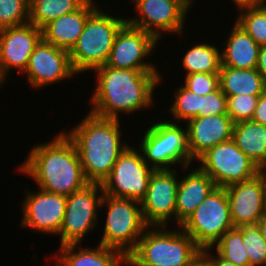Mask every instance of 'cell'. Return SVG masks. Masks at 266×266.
<instances>
[{
  "instance_id": "cell-44",
  "label": "cell",
  "mask_w": 266,
  "mask_h": 266,
  "mask_svg": "<svg viewBox=\"0 0 266 266\" xmlns=\"http://www.w3.org/2000/svg\"><path fill=\"white\" fill-rule=\"evenodd\" d=\"M265 4H266V0H260V6L265 5Z\"/></svg>"
},
{
  "instance_id": "cell-3",
  "label": "cell",
  "mask_w": 266,
  "mask_h": 266,
  "mask_svg": "<svg viewBox=\"0 0 266 266\" xmlns=\"http://www.w3.org/2000/svg\"><path fill=\"white\" fill-rule=\"evenodd\" d=\"M75 126L65 134L78 150L85 179L102 184L129 145L122 142L120 120L101 118L89 112Z\"/></svg>"
},
{
  "instance_id": "cell-6",
  "label": "cell",
  "mask_w": 266,
  "mask_h": 266,
  "mask_svg": "<svg viewBox=\"0 0 266 266\" xmlns=\"http://www.w3.org/2000/svg\"><path fill=\"white\" fill-rule=\"evenodd\" d=\"M139 144L144 161L155 170L173 169L171 165L179 163L187 171L194 162L188 148L187 128L174 121L153 122Z\"/></svg>"
},
{
  "instance_id": "cell-31",
  "label": "cell",
  "mask_w": 266,
  "mask_h": 266,
  "mask_svg": "<svg viewBox=\"0 0 266 266\" xmlns=\"http://www.w3.org/2000/svg\"><path fill=\"white\" fill-rule=\"evenodd\" d=\"M237 229L242 233L249 266H266V242L257 225L241 226Z\"/></svg>"
},
{
  "instance_id": "cell-2",
  "label": "cell",
  "mask_w": 266,
  "mask_h": 266,
  "mask_svg": "<svg viewBox=\"0 0 266 266\" xmlns=\"http://www.w3.org/2000/svg\"><path fill=\"white\" fill-rule=\"evenodd\" d=\"M18 171L36 181L39 189L66 197L89 184L78 150L64 131L50 142L34 145Z\"/></svg>"
},
{
  "instance_id": "cell-27",
  "label": "cell",
  "mask_w": 266,
  "mask_h": 266,
  "mask_svg": "<svg viewBox=\"0 0 266 266\" xmlns=\"http://www.w3.org/2000/svg\"><path fill=\"white\" fill-rule=\"evenodd\" d=\"M87 0H30L29 22L43 28L59 16L78 10Z\"/></svg>"
},
{
  "instance_id": "cell-42",
  "label": "cell",
  "mask_w": 266,
  "mask_h": 266,
  "mask_svg": "<svg viewBox=\"0 0 266 266\" xmlns=\"http://www.w3.org/2000/svg\"><path fill=\"white\" fill-rule=\"evenodd\" d=\"M189 8L190 6H192V4L194 3V0H182Z\"/></svg>"
},
{
  "instance_id": "cell-25",
  "label": "cell",
  "mask_w": 266,
  "mask_h": 266,
  "mask_svg": "<svg viewBox=\"0 0 266 266\" xmlns=\"http://www.w3.org/2000/svg\"><path fill=\"white\" fill-rule=\"evenodd\" d=\"M219 85L221 91L228 96L253 95L260 96L266 91V82L256 69H235L220 67Z\"/></svg>"
},
{
  "instance_id": "cell-43",
  "label": "cell",
  "mask_w": 266,
  "mask_h": 266,
  "mask_svg": "<svg viewBox=\"0 0 266 266\" xmlns=\"http://www.w3.org/2000/svg\"><path fill=\"white\" fill-rule=\"evenodd\" d=\"M5 77L1 74V71H0V87L3 86V83H5Z\"/></svg>"
},
{
  "instance_id": "cell-15",
  "label": "cell",
  "mask_w": 266,
  "mask_h": 266,
  "mask_svg": "<svg viewBox=\"0 0 266 266\" xmlns=\"http://www.w3.org/2000/svg\"><path fill=\"white\" fill-rule=\"evenodd\" d=\"M224 188L235 228L256 225L266 214V171Z\"/></svg>"
},
{
  "instance_id": "cell-33",
  "label": "cell",
  "mask_w": 266,
  "mask_h": 266,
  "mask_svg": "<svg viewBox=\"0 0 266 266\" xmlns=\"http://www.w3.org/2000/svg\"><path fill=\"white\" fill-rule=\"evenodd\" d=\"M258 96L236 95L227 97V115L233 123L251 120L256 108Z\"/></svg>"
},
{
  "instance_id": "cell-1",
  "label": "cell",
  "mask_w": 266,
  "mask_h": 266,
  "mask_svg": "<svg viewBox=\"0 0 266 266\" xmlns=\"http://www.w3.org/2000/svg\"><path fill=\"white\" fill-rule=\"evenodd\" d=\"M92 71L97 74V86L90 99L89 104L93 106L90 113L101 118L119 119L121 112L134 114L150 108L154 91L162 79L157 70L118 69L102 65Z\"/></svg>"
},
{
  "instance_id": "cell-26",
  "label": "cell",
  "mask_w": 266,
  "mask_h": 266,
  "mask_svg": "<svg viewBox=\"0 0 266 266\" xmlns=\"http://www.w3.org/2000/svg\"><path fill=\"white\" fill-rule=\"evenodd\" d=\"M186 75L192 73H219L221 67L220 49L211 43L195 44L182 59Z\"/></svg>"
},
{
  "instance_id": "cell-12",
  "label": "cell",
  "mask_w": 266,
  "mask_h": 266,
  "mask_svg": "<svg viewBox=\"0 0 266 266\" xmlns=\"http://www.w3.org/2000/svg\"><path fill=\"white\" fill-rule=\"evenodd\" d=\"M136 5V16L127 23L152 34L158 41L163 33L183 34L190 9L182 0H131ZM140 15V16H139Z\"/></svg>"
},
{
  "instance_id": "cell-39",
  "label": "cell",
  "mask_w": 266,
  "mask_h": 266,
  "mask_svg": "<svg viewBox=\"0 0 266 266\" xmlns=\"http://www.w3.org/2000/svg\"><path fill=\"white\" fill-rule=\"evenodd\" d=\"M235 3V6L237 5V10L240 11V9L248 8V7H255L260 6V0H233Z\"/></svg>"
},
{
  "instance_id": "cell-35",
  "label": "cell",
  "mask_w": 266,
  "mask_h": 266,
  "mask_svg": "<svg viewBox=\"0 0 266 266\" xmlns=\"http://www.w3.org/2000/svg\"><path fill=\"white\" fill-rule=\"evenodd\" d=\"M227 114V96L218 90L201 96V110L199 117Z\"/></svg>"
},
{
  "instance_id": "cell-20",
  "label": "cell",
  "mask_w": 266,
  "mask_h": 266,
  "mask_svg": "<svg viewBox=\"0 0 266 266\" xmlns=\"http://www.w3.org/2000/svg\"><path fill=\"white\" fill-rule=\"evenodd\" d=\"M97 9L95 0H87L78 10L57 17L42 28V38L70 51L83 32L88 17Z\"/></svg>"
},
{
  "instance_id": "cell-17",
  "label": "cell",
  "mask_w": 266,
  "mask_h": 266,
  "mask_svg": "<svg viewBox=\"0 0 266 266\" xmlns=\"http://www.w3.org/2000/svg\"><path fill=\"white\" fill-rule=\"evenodd\" d=\"M27 190L22 204L21 226L39 233H60L66 210L67 197L39 189ZM32 192V193H31Z\"/></svg>"
},
{
  "instance_id": "cell-41",
  "label": "cell",
  "mask_w": 266,
  "mask_h": 266,
  "mask_svg": "<svg viewBox=\"0 0 266 266\" xmlns=\"http://www.w3.org/2000/svg\"><path fill=\"white\" fill-rule=\"evenodd\" d=\"M256 225L259 228L260 233L266 242V214L258 221Z\"/></svg>"
},
{
  "instance_id": "cell-22",
  "label": "cell",
  "mask_w": 266,
  "mask_h": 266,
  "mask_svg": "<svg viewBox=\"0 0 266 266\" xmlns=\"http://www.w3.org/2000/svg\"><path fill=\"white\" fill-rule=\"evenodd\" d=\"M78 244L59 247L54 253L56 266H122L127 265V257L119 250L98 244L96 248H83L77 251ZM76 250V251H75ZM55 266V264L53 265Z\"/></svg>"
},
{
  "instance_id": "cell-29",
  "label": "cell",
  "mask_w": 266,
  "mask_h": 266,
  "mask_svg": "<svg viewBox=\"0 0 266 266\" xmlns=\"http://www.w3.org/2000/svg\"><path fill=\"white\" fill-rule=\"evenodd\" d=\"M235 22L241 26L259 46H266V4L240 9Z\"/></svg>"
},
{
  "instance_id": "cell-5",
  "label": "cell",
  "mask_w": 266,
  "mask_h": 266,
  "mask_svg": "<svg viewBox=\"0 0 266 266\" xmlns=\"http://www.w3.org/2000/svg\"><path fill=\"white\" fill-rule=\"evenodd\" d=\"M110 15L97 8L88 17L77 43L69 51L71 65L77 74L107 62L118 31L127 23L126 18Z\"/></svg>"
},
{
  "instance_id": "cell-24",
  "label": "cell",
  "mask_w": 266,
  "mask_h": 266,
  "mask_svg": "<svg viewBox=\"0 0 266 266\" xmlns=\"http://www.w3.org/2000/svg\"><path fill=\"white\" fill-rule=\"evenodd\" d=\"M232 140L262 171H266V126L252 120L235 123Z\"/></svg>"
},
{
  "instance_id": "cell-40",
  "label": "cell",
  "mask_w": 266,
  "mask_h": 266,
  "mask_svg": "<svg viewBox=\"0 0 266 266\" xmlns=\"http://www.w3.org/2000/svg\"><path fill=\"white\" fill-rule=\"evenodd\" d=\"M187 266H209L206 257L200 253Z\"/></svg>"
},
{
  "instance_id": "cell-32",
  "label": "cell",
  "mask_w": 266,
  "mask_h": 266,
  "mask_svg": "<svg viewBox=\"0 0 266 266\" xmlns=\"http://www.w3.org/2000/svg\"><path fill=\"white\" fill-rule=\"evenodd\" d=\"M30 0H0V30L29 22Z\"/></svg>"
},
{
  "instance_id": "cell-38",
  "label": "cell",
  "mask_w": 266,
  "mask_h": 266,
  "mask_svg": "<svg viewBox=\"0 0 266 266\" xmlns=\"http://www.w3.org/2000/svg\"><path fill=\"white\" fill-rule=\"evenodd\" d=\"M256 69L266 82V46H260Z\"/></svg>"
},
{
  "instance_id": "cell-23",
  "label": "cell",
  "mask_w": 266,
  "mask_h": 266,
  "mask_svg": "<svg viewBox=\"0 0 266 266\" xmlns=\"http://www.w3.org/2000/svg\"><path fill=\"white\" fill-rule=\"evenodd\" d=\"M224 46L223 50L220 51L221 67L256 68L260 46L236 22L232 26Z\"/></svg>"
},
{
  "instance_id": "cell-10",
  "label": "cell",
  "mask_w": 266,
  "mask_h": 266,
  "mask_svg": "<svg viewBox=\"0 0 266 266\" xmlns=\"http://www.w3.org/2000/svg\"><path fill=\"white\" fill-rule=\"evenodd\" d=\"M102 184L89 183L83 189L67 196L66 210L60 229V247L80 244L86 234L93 231L98 218V208L103 199Z\"/></svg>"
},
{
  "instance_id": "cell-21",
  "label": "cell",
  "mask_w": 266,
  "mask_h": 266,
  "mask_svg": "<svg viewBox=\"0 0 266 266\" xmlns=\"http://www.w3.org/2000/svg\"><path fill=\"white\" fill-rule=\"evenodd\" d=\"M216 188L212 178L198 166L180 178L176 195V223L180 226Z\"/></svg>"
},
{
  "instance_id": "cell-11",
  "label": "cell",
  "mask_w": 266,
  "mask_h": 266,
  "mask_svg": "<svg viewBox=\"0 0 266 266\" xmlns=\"http://www.w3.org/2000/svg\"><path fill=\"white\" fill-rule=\"evenodd\" d=\"M198 163L216 186L222 188L249 180L262 171L232 139L209 149L198 159Z\"/></svg>"
},
{
  "instance_id": "cell-8",
  "label": "cell",
  "mask_w": 266,
  "mask_h": 266,
  "mask_svg": "<svg viewBox=\"0 0 266 266\" xmlns=\"http://www.w3.org/2000/svg\"><path fill=\"white\" fill-rule=\"evenodd\" d=\"M180 227L201 250L212 248L227 231L235 228L225 188L213 190Z\"/></svg>"
},
{
  "instance_id": "cell-28",
  "label": "cell",
  "mask_w": 266,
  "mask_h": 266,
  "mask_svg": "<svg viewBox=\"0 0 266 266\" xmlns=\"http://www.w3.org/2000/svg\"><path fill=\"white\" fill-rule=\"evenodd\" d=\"M216 246V247H215ZM226 261L236 266H249V257L244 249L242 233L233 228L227 231L212 247Z\"/></svg>"
},
{
  "instance_id": "cell-7",
  "label": "cell",
  "mask_w": 266,
  "mask_h": 266,
  "mask_svg": "<svg viewBox=\"0 0 266 266\" xmlns=\"http://www.w3.org/2000/svg\"><path fill=\"white\" fill-rule=\"evenodd\" d=\"M103 207L108 209L104 233L98 244L117 249L127 257L148 227L143 219L140 202L104 194L100 208Z\"/></svg>"
},
{
  "instance_id": "cell-36",
  "label": "cell",
  "mask_w": 266,
  "mask_h": 266,
  "mask_svg": "<svg viewBox=\"0 0 266 266\" xmlns=\"http://www.w3.org/2000/svg\"><path fill=\"white\" fill-rule=\"evenodd\" d=\"M252 121L266 126V91L257 100Z\"/></svg>"
},
{
  "instance_id": "cell-16",
  "label": "cell",
  "mask_w": 266,
  "mask_h": 266,
  "mask_svg": "<svg viewBox=\"0 0 266 266\" xmlns=\"http://www.w3.org/2000/svg\"><path fill=\"white\" fill-rule=\"evenodd\" d=\"M25 73L29 84L37 89L78 75L71 65L69 51L55 47L43 38L31 53Z\"/></svg>"
},
{
  "instance_id": "cell-9",
  "label": "cell",
  "mask_w": 266,
  "mask_h": 266,
  "mask_svg": "<svg viewBox=\"0 0 266 266\" xmlns=\"http://www.w3.org/2000/svg\"><path fill=\"white\" fill-rule=\"evenodd\" d=\"M155 169L148 165L142 152L128 145L113 165L110 175L102 183L104 194L141 202Z\"/></svg>"
},
{
  "instance_id": "cell-34",
  "label": "cell",
  "mask_w": 266,
  "mask_h": 266,
  "mask_svg": "<svg viewBox=\"0 0 266 266\" xmlns=\"http://www.w3.org/2000/svg\"><path fill=\"white\" fill-rule=\"evenodd\" d=\"M183 86L193 93L206 96L220 88L219 73H192L186 75Z\"/></svg>"
},
{
  "instance_id": "cell-37",
  "label": "cell",
  "mask_w": 266,
  "mask_h": 266,
  "mask_svg": "<svg viewBox=\"0 0 266 266\" xmlns=\"http://www.w3.org/2000/svg\"><path fill=\"white\" fill-rule=\"evenodd\" d=\"M212 248L201 250V253L206 257L209 266H236L233 262L226 261L219 254L211 255Z\"/></svg>"
},
{
  "instance_id": "cell-19",
  "label": "cell",
  "mask_w": 266,
  "mask_h": 266,
  "mask_svg": "<svg viewBox=\"0 0 266 266\" xmlns=\"http://www.w3.org/2000/svg\"><path fill=\"white\" fill-rule=\"evenodd\" d=\"M186 123L188 148L193 161L212 147L232 139L234 123L227 114L196 117Z\"/></svg>"
},
{
  "instance_id": "cell-18",
  "label": "cell",
  "mask_w": 266,
  "mask_h": 266,
  "mask_svg": "<svg viewBox=\"0 0 266 266\" xmlns=\"http://www.w3.org/2000/svg\"><path fill=\"white\" fill-rule=\"evenodd\" d=\"M41 39L42 29L30 22L0 30V71L5 79L12 69L23 74Z\"/></svg>"
},
{
  "instance_id": "cell-13",
  "label": "cell",
  "mask_w": 266,
  "mask_h": 266,
  "mask_svg": "<svg viewBox=\"0 0 266 266\" xmlns=\"http://www.w3.org/2000/svg\"><path fill=\"white\" fill-rule=\"evenodd\" d=\"M177 177L173 169L152 172L146 195L140 202L143 219L148 226H167L173 217L176 221V195L180 180Z\"/></svg>"
},
{
  "instance_id": "cell-14",
  "label": "cell",
  "mask_w": 266,
  "mask_h": 266,
  "mask_svg": "<svg viewBox=\"0 0 266 266\" xmlns=\"http://www.w3.org/2000/svg\"><path fill=\"white\" fill-rule=\"evenodd\" d=\"M158 42L152 34L126 23L118 31L105 65L118 69L157 70L145 59L154 52Z\"/></svg>"
},
{
  "instance_id": "cell-4",
  "label": "cell",
  "mask_w": 266,
  "mask_h": 266,
  "mask_svg": "<svg viewBox=\"0 0 266 266\" xmlns=\"http://www.w3.org/2000/svg\"><path fill=\"white\" fill-rule=\"evenodd\" d=\"M178 228L180 230L148 226L127 256L126 266H187L201 249L180 226Z\"/></svg>"
},
{
  "instance_id": "cell-30",
  "label": "cell",
  "mask_w": 266,
  "mask_h": 266,
  "mask_svg": "<svg viewBox=\"0 0 266 266\" xmlns=\"http://www.w3.org/2000/svg\"><path fill=\"white\" fill-rule=\"evenodd\" d=\"M177 90V91H176ZM175 90L173 103H171L170 112L175 123L189 121L199 117L201 110V95L193 93L183 85ZM178 120V121H177Z\"/></svg>"
}]
</instances>
